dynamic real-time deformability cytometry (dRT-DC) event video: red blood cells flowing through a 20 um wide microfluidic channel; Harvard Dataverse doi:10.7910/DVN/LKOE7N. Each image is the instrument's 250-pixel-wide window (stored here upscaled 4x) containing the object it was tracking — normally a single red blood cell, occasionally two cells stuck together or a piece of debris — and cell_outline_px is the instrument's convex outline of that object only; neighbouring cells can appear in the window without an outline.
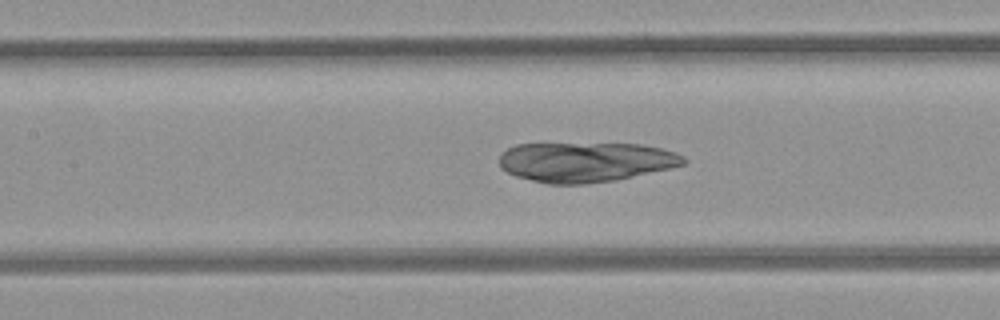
{"species": "common noctule bat (a hibernating species)", "species_latin": "Nyctalus noctula", "temperature_condition": "room temperature", "stored_images_in_passage": 37, "camera_frame_rate_fps": 3000, "um_per_image_px": 0.085, "animal": {"sex": "female", "body_mass_g": 21.9}, "frame": {"image": 1, "passage_image": 8, "time_ms": 2.333, "image_size_px": [1000, 320], "cell_outline_px": [[688, 160], [684, 164], [668, 168], [616, 180], [584, 184], [548, 184], [516, 176], [500, 168], [500, 152], [516, 144], [640, 144], [660, 148], [676, 152], [684, 156]], "centroid_in_image_um": [49.76, 13.77], "position_along_channel_um": 157.6, "area_um2": 42.66}}
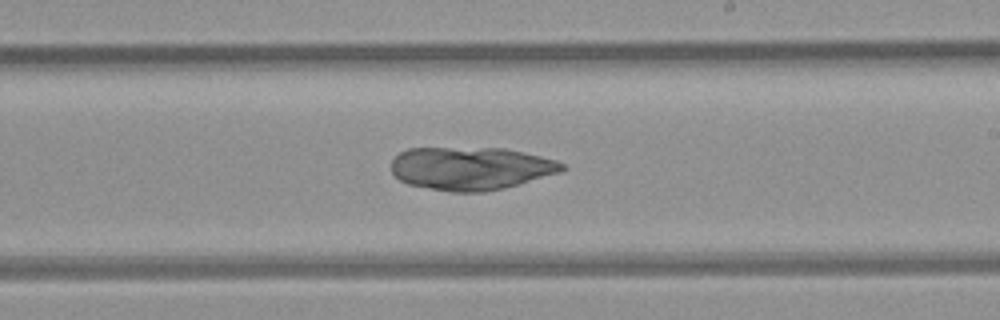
{"frame": {"image": 2, "passage_image": 15, "time_ms": 4.667, "image_size_px": [1000, 320], "cell_outline_px": [[568, 168], [560, 172], [520, 184], [504, 188], [484, 192], [452, 192], [408, 184], [400, 180], [392, 172], [392, 160], [400, 152], [408, 148], [504, 148], [524, 152], [556, 160], [564, 164]], "centroid_in_image_um": [40.04, 14.31], "position_along_channel_um": 249.0, "area_um2": 42.83}}
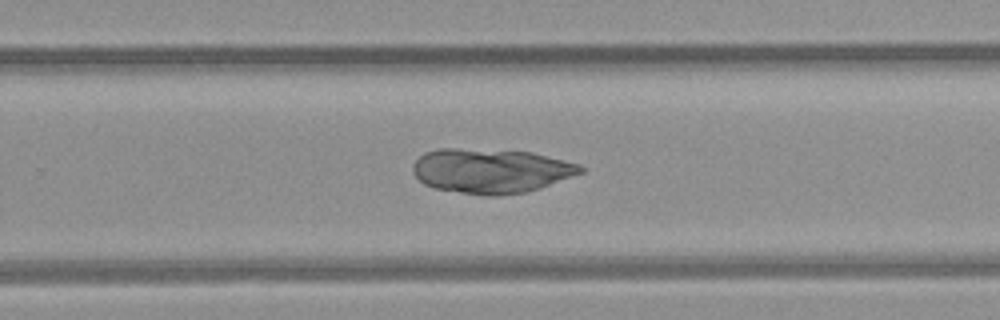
{"frame": {"image": 3, "passage_image": 18, "time_ms": 5.667, "image_size_px": [1000, 320], "cell_outline_px": [[584, 172], [540, 188], [524, 192], [496, 196], [488, 196], [460, 192], [436, 188], [424, 184], [412, 172], [412, 164], [424, 152], [440, 148], [456, 148], [532, 152], [580, 164], [584, 168]], "centroid_in_image_um": [41.72, 14.51], "position_along_channel_um": 288.1, "area_um2": 43.41}}